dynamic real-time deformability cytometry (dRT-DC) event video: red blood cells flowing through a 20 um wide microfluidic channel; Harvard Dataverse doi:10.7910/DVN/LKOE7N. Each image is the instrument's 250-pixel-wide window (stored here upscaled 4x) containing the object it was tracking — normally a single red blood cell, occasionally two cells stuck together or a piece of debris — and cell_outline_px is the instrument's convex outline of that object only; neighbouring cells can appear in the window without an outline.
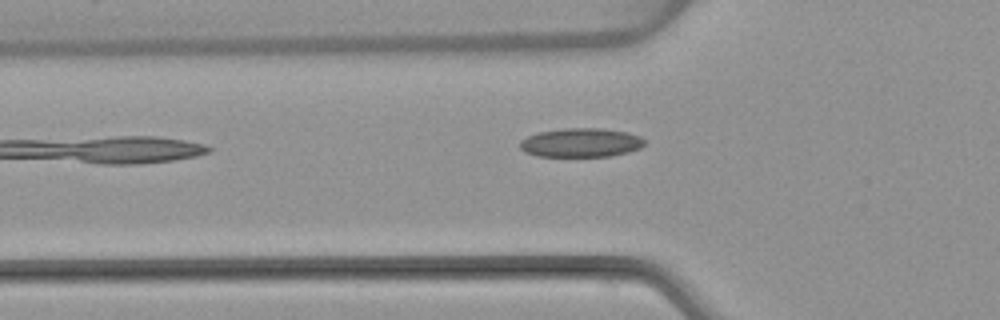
{"species": "common noctule bat (a hibernating species)", "species_latin": "Nyctalus noctula", "temperature_condition": "warm", "stored_images_in_passage": 14, "camera_frame_rate_fps": 3000, "um_per_image_px": 0.085, "animal": {"sex": "female", "body_mass_g": 22.7, "forearm_length_mm": 54.2}, "frame": {"image": 1, "passage_image": 3, "time_ms": 0.667, "image_size_px": [1000, 320], "cell_outline_px": [[644, 144], [640, 148], [628, 152], [612, 156], [536, 156], [524, 152], [520, 148], [520, 140], [528, 136], [540, 132], [564, 128], [600, 128], [628, 132], [640, 136], [644, 140]], "centroid_in_image_um": [49.38, 12.12], "position_along_channel_um": 76.4, "area_um2": 21.04}}
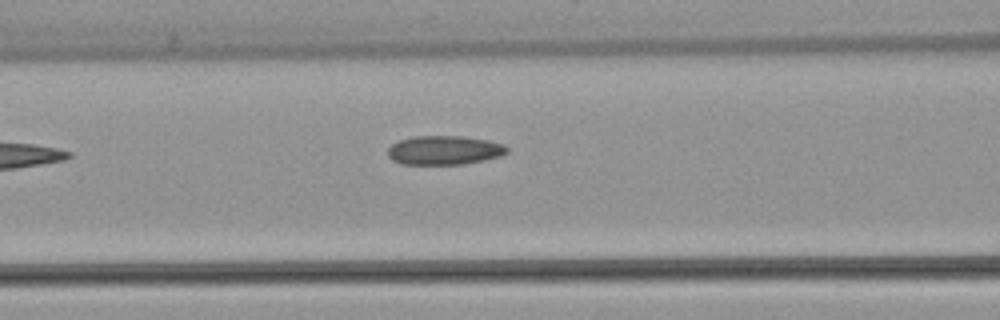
{"frame": {"image": 2, "passage_image": 7, "time_ms": 2.0, "image_size_px": [1000, 320], "cell_outline_px": [[508, 152], [500, 156], [484, 160], [464, 164], [400, 164], [392, 160], [388, 156], [388, 148], [392, 144], [400, 140], [416, 136], [460, 136], [488, 140], [504, 144], [508, 148]], "centroid_in_image_um": [37.77, 12.77], "position_along_channel_um": 128.8, "area_um2": 20.17}}